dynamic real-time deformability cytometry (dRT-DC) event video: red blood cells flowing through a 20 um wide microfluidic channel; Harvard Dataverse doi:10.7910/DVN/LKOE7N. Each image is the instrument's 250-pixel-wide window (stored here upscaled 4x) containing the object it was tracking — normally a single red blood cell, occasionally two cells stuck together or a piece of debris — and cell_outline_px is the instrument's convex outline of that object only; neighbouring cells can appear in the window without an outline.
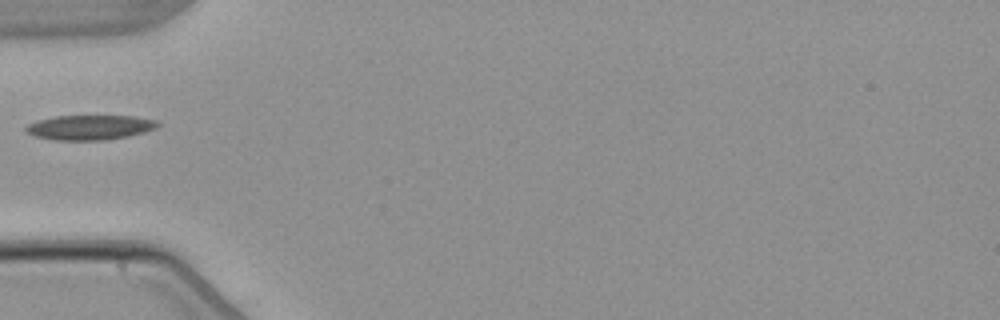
{"species": "common noctule bat (a hibernating species)", "species_latin": "Nyctalus noctula", "temperature_condition": "warm", "stored_images_in_passage": 2, "camera_frame_rate_fps": 3000, "um_per_image_px": 0.085, "animal": {"sex": "male", "body_mass_g": 21.5, "forearm_length_mm": 52.0}, "frame": {"image": 1, "passage_image": 1, "time_ms": 0.0, "image_size_px": [1000, 320], "cell_outline_px": [[160, 124], [156, 128], [144, 132], [128, 136], [104, 140], [56, 140], [36, 136], [28, 132], [24, 128], [28, 124], [40, 120], [56, 116], [136, 116], [156, 120]], "centroid_in_image_um": [7.68, 10.82], "position_along_channel_um": 77.3, "area_um2": 18.84}}
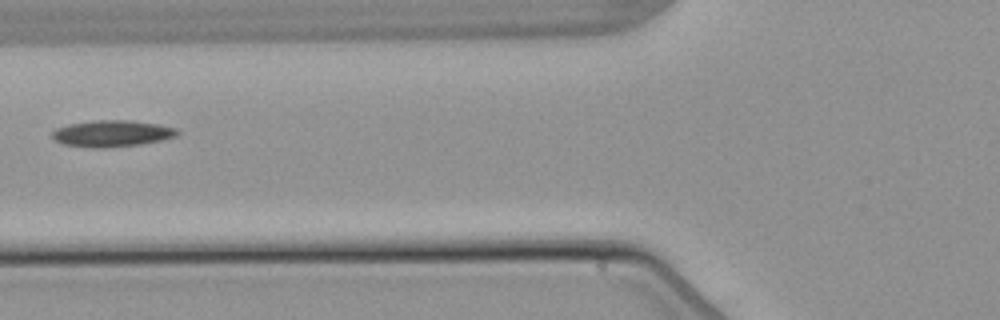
{"frame": {"image": 2, "passage_image": 2, "time_ms": 1.0, "image_size_px": [1000, 320], "cell_outline_px": [[180, 132], [176, 136], [160, 140], [140, 144], [108, 148], [92, 148], [64, 144], [56, 140], [52, 136], [52, 132], [56, 128], [68, 124], [92, 120], [132, 120], [156, 124], [176, 128]], "centroid_in_image_um": [9.5, 11.34], "position_along_channel_um": 116.3, "area_um2": 19.31}}